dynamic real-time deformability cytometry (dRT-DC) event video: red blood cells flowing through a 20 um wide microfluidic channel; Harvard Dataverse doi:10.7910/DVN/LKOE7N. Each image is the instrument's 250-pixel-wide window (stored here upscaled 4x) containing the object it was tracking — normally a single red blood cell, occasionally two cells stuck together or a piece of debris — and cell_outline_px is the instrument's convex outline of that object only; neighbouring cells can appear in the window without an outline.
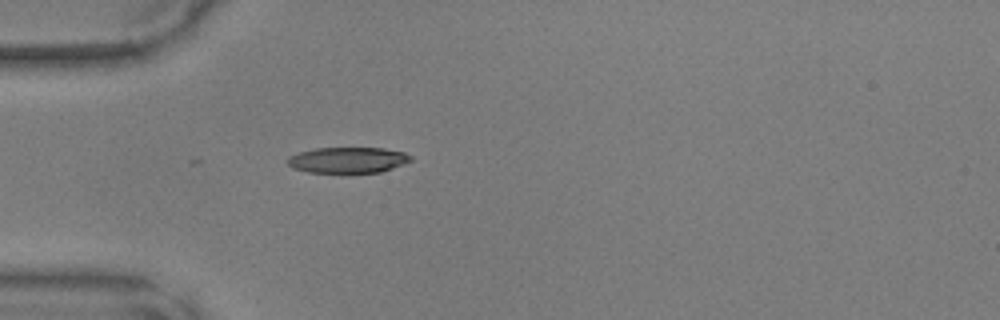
{"species": "common noctule bat (a hibernating species)", "species_latin": "Nyctalus noctula", "temperature_condition": "warm", "stored_images_in_passage": 11, "camera_frame_rate_fps": 3000, "um_per_image_px": 0.085, "animal": {"sex": "male", "body_mass_g": 17.9, "forearm_length_mm": 54.2}, "frame": {"image": 1, "passage_image": 1, "time_ms": 0.0, "image_size_px": [1000, 320], "cell_outline_px": [[412, 160], [404, 164], [380, 172], [308, 172], [292, 168], [284, 160], [288, 156], [300, 152], [316, 148], [384, 148], [404, 152], [412, 156]], "centroid_in_image_um": [29.55, 13.59], "position_along_channel_um": 55.5, "area_um2": 18.55}}